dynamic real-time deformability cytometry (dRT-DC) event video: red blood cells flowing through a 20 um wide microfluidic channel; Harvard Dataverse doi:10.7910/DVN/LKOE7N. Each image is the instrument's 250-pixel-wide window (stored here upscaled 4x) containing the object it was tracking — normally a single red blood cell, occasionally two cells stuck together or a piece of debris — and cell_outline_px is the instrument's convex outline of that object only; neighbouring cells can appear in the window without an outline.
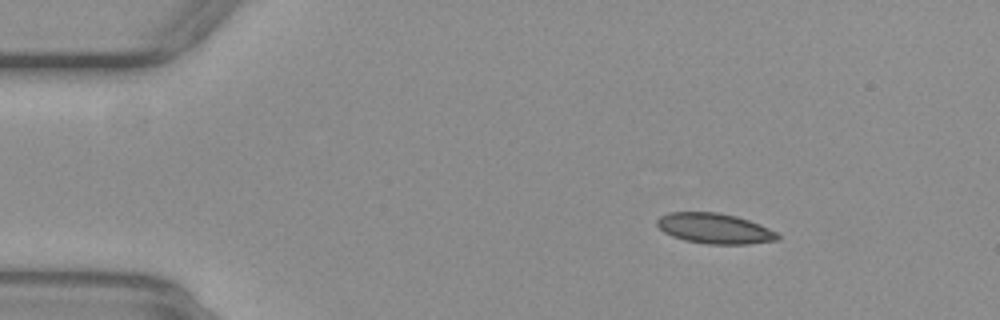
{"species": "common noctule bat (a hibernating species)", "species_latin": "Nyctalus noctula", "temperature_condition": "warm", "stored_images_in_passage": 52, "camera_frame_rate_fps": 3000, "um_per_image_px": 0.085, "animal": {"sex": "female", "body_mass_g": 29.2, "forearm_length_mm": 56.3}, "frame": {"image": 1, "passage_image": 7, "time_ms": 2.0, "image_size_px": [1000, 320], "cell_outline_px": [[780, 240], [748, 244], [708, 244], [684, 240], [672, 236], [664, 232], [656, 224], [656, 220], [660, 216], [668, 212], [720, 212], [736, 216], [748, 220], [768, 228], [776, 232], [780, 236]], "centroid_in_image_um": [60.73, 19.42], "position_along_channel_um": 24.3, "area_um2": 21.39}}
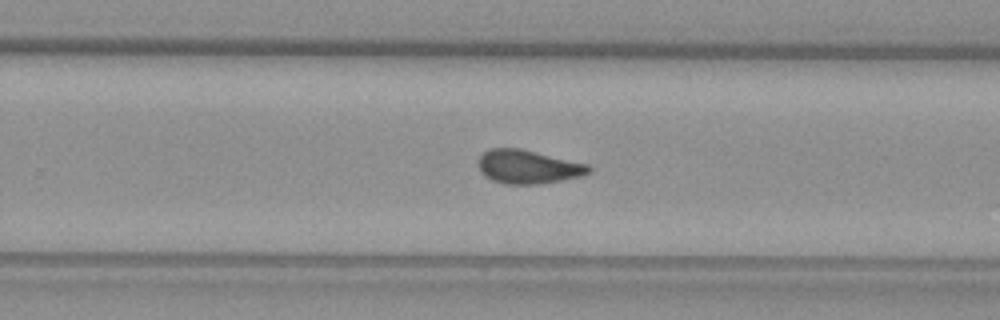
{"frame": {"image": 2, "passage_image": 33, "time_ms": 10.667, "image_size_px": [1000, 320], "cell_outline_px": [[592, 172], [580, 176], [540, 184], [504, 184], [492, 180], [484, 176], [480, 172], [476, 164], [476, 160], [488, 148], [520, 148], [588, 164], [592, 168]], "centroid_in_image_um": [44.83, 14.17], "position_along_channel_um": 285.0, "area_um2": 21.91}}
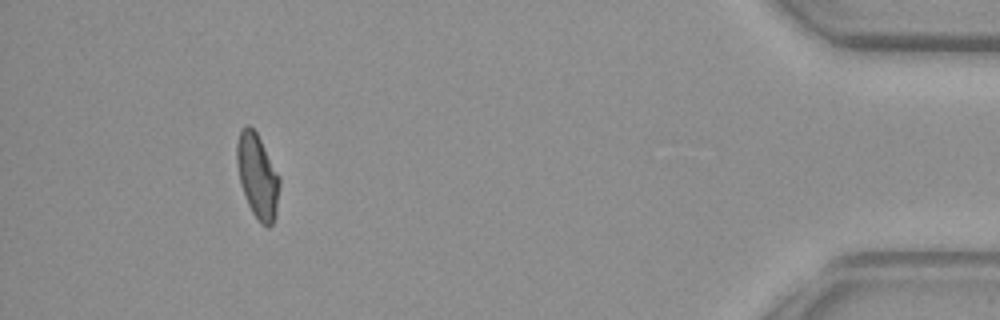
{"frame": {"image": 3, "passage_image": 48, "time_ms": 15.667, "image_size_px": [1000, 320], "cell_outline_px": [[280, 184], [276, 212], [272, 224], [268, 228], [260, 224], [252, 212], [248, 204], [240, 180], [236, 164], [236, 144], [240, 132], [248, 124], [256, 132], [280, 176]], "centroid_in_image_um": [21.89, 14.99], "position_along_channel_um": 413.3, "area_um2": 20.81}, "authors_computed_cell_mechanics": {"area_um2": 21.5016, "velocity_mm_per_s": 3.8976, "shape_relaxation_time_tau1_ms": null, "shape_relaxation_time_tau2_ms": 1.3309, "deformation_change_tau1": null, "deformation_change_tau2": 0.0684}}